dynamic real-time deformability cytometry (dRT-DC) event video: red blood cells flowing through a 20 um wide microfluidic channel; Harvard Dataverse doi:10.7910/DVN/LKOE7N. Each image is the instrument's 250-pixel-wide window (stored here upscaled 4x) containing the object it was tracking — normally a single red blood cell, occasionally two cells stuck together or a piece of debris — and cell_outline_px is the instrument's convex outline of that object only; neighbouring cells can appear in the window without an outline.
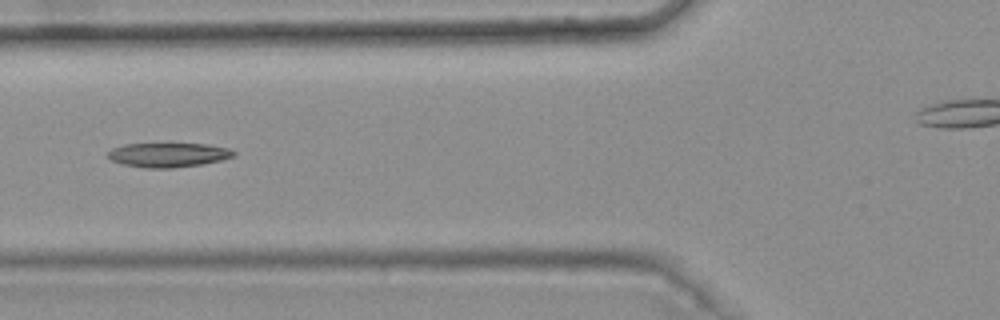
{"species": "common noctule bat (a hibernating species)", "species_latin": "Nyctalus noctula", "temperature_condition": "warm", "stored_images_in_passage": 8, "camera_frame_rate_fps": 3000, "um_per_image_px": 0.085, "animal": {"sex": "female", "body_mass_g": 25.1}, "frame": {"image": 1, "passage_image": 5, "time_ms": 1.333, "image_size_px": [1000, 320], "cell_outline_px": [[236, 156], [220, 160], [200, 164], [172, 168], [144, 168], [124, 164], [112, 160], [108, 156], [108, 152], [112, 148], [124, 144], [208, 144], [228, 148], [236, 152]], "centroid_in_image_um": [14.32, 13.16], "position_along_channel_um": 111.5, "area_um2": 17.69}}
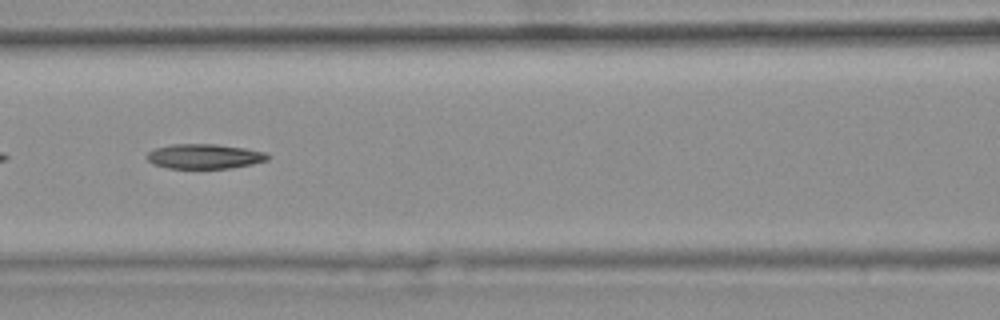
{"frame": {"image": 2, "passage_image": 6, "time_ms": 1.667, "image_size_px": [1000, 320], "cell_outline_px": [[268, 160], [252, 164], [232, 168], [168, 168], [152, 164], [148, 160], [148, 152], [152, 148], [172, 144], [216, 144], [244, 148], [264, 152], [268, 156]], "centroid_in_image_um": [17.34, 13.29], "position_along_channel_um": 149.3, "area_um2": 17.4}}
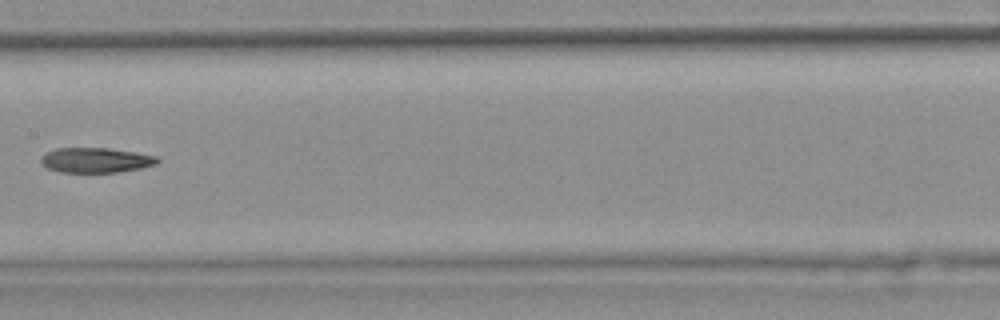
{"frame": {"image": 3, "passage_image": 7, "time_ms": 2.0, "image_size_px": [1000, 320], "cell_outline_px": [[160, 160], [156, 164], [140, 168], [116, 172], [60, 172], [48, 168], [40, 160], [40, 156], [56, 148], [108, 148], [136, 152], [156, 156]], "centroid_in_image_um": [8.14, 13.61], "position_along_channel_um": 199.3, "area_um2": 16.82}}